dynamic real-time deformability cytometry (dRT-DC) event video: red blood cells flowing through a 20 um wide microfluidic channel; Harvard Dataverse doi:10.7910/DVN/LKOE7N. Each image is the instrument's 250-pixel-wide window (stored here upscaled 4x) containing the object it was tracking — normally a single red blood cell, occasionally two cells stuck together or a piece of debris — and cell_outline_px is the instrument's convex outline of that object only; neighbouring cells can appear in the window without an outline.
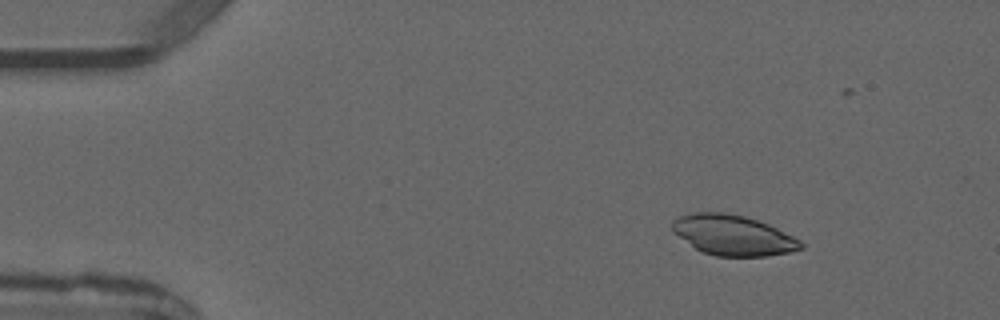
{"species": "common noctule bat (a hibernating species)", "species_latin": "Nyctalus noctula", "temperature_condition": "warm", "stored_images_in_passage": 3, "camera_frame_rate_fps": 3000, "um_per_image_px": 0.085, "animal": {"sex": "male", "forearm_length_mm": 52.5}, "frame": {"image": 1, "passage_image": 1, "time_ms": 0.0, "image_size_px": [1000, 320], "cell_outline_px": [[804, 248], [788, 252], [764, 256], [716, 256], [704, 252], [696, 248], [672, 232], [672, 220], [680, 216], [696, 212], [724, 212], [744, 216], [768, 224], [800, 240], [804, 244]], "centroid_in_image_um": [62.29, 19.99], "position_along_channel_um": 22.7, "area_um2": 29.88}}